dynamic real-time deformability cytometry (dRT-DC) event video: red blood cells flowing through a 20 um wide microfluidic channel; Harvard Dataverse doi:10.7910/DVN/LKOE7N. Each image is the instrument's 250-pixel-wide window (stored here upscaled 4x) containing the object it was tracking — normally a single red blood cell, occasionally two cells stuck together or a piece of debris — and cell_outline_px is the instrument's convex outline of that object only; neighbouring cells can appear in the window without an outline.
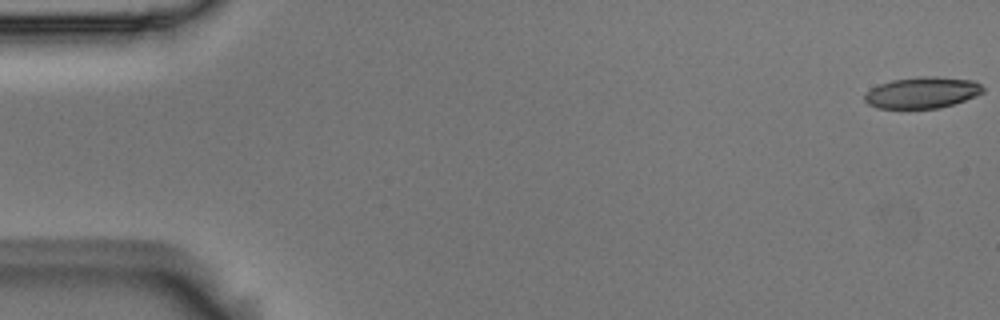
{"species": "Egyptian fruit bat (a non-hibernating species)", "species_latin": "Rousettus aegyptiacus", "temperature_condition": "room temperature", "stored_images_in_passage": 54, "camera_frame_rate_fps": 3000, "um_per_image_px": 0.085, "animal": {"sex": "male"}, "frame": {"image": 1, "passage_image": 1, "time_ms": 0.0, "image_size_px": [1000, 320], "cell_outline_px": [[984, 92], [976, 96], [940, 108], [876, 108], [868, 104], [864, 100], [864, 96], [872, 88], [880, 84], [892, 80], [924, 76], [936, 76], [976, 80], [984, 88]], "centroid_in_image_um": [78.42, 7.86], "position_along_channel_um": 6.6, "area_um2": 21.56}}
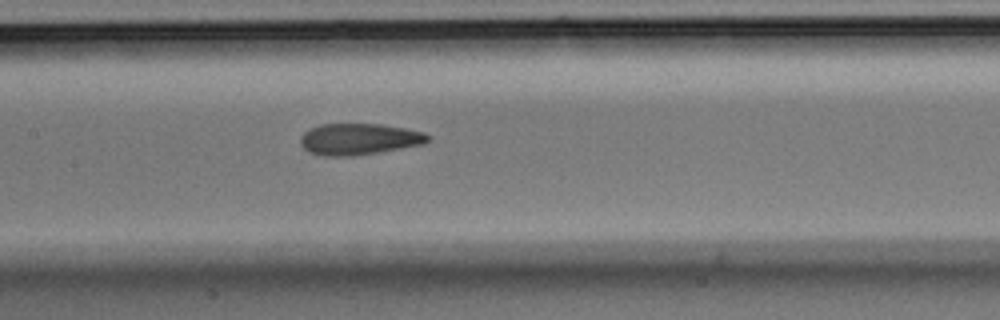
{"frame": {"image": 2, "passage_image": 26, "time_ms": 8.333, "image_size_px": [1000, 320], "cell_outline_px": [[432, 136], [424, 144], [352, 156], [320, 156], [308, 152], [300, 144], [300, 136], [304, 132], [320, 124], [380, 124], [404, 128], [424, 132]], "centroid_in_image_um": [30.49, 11.82], "position_along_channel_um": 176.9, "area_um2": 23.29}}
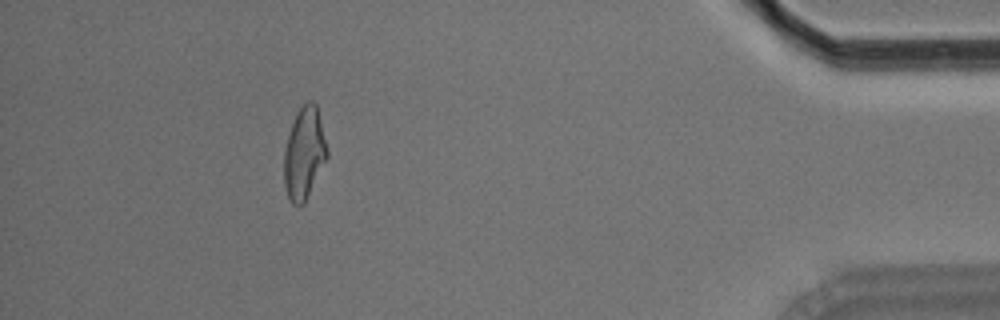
{"frame": {"image": 3, "passage_image": 49, "time_ms": 16.0, "image_size_px": [1000, 320], "cell_outline_px": [[328, 156], [304, 204], [300, 208], [296, 208], [292, 204], [288, 196], [284, 184], [284, 152], [288, 136], [296, 112], [308, 100], [312, 100], [316, 104], [328, 148]], "centroid_in_image_um": [25.86, 13.07], "position_along_channel_um": 409.3, "area_um2": 23.12}, "authors_computed_cell_mechanics": {"area_um2": 23.0911, "velocity_mm_per_s": 3.7525, "shape_relaxation_time_tau1_ms": 9.6619, "shape_relaxation_time_tau2_ms": 1.8122, "deformation_change_tau1": 0.2481, "deformation_change_tau2": 0.0909}}